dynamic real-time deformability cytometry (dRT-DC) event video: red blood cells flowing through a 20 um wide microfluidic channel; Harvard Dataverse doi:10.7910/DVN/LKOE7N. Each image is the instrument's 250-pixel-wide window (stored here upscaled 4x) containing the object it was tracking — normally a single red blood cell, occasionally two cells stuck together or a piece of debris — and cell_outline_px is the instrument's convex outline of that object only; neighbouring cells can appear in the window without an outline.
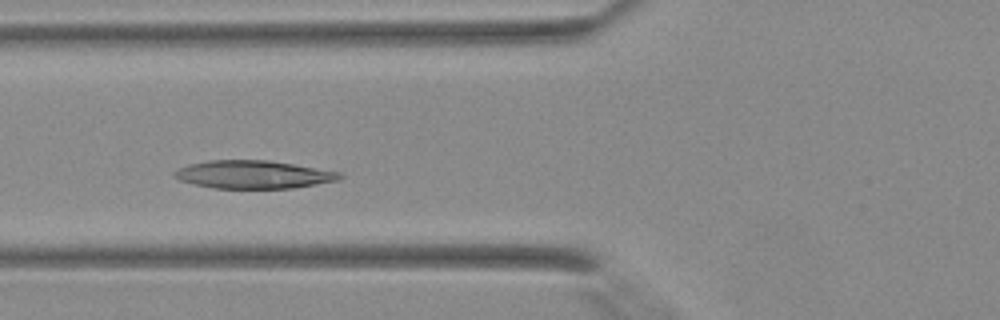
{"species": "Egyptian fruit bat (a non-hibernating species)", "species_latin": "Rousettus aegyptiacus", "temperature_condition": "warm", "stored_images_in_passage": 35, "camera_frame_rate_fps": 3000, "um_per_image_px": 0.085, "animal": {"sex": "female"}, "frame": {"image": 1, "passage_image": 9, "time_ms": 2.667, "image_size_px": [1000, 320], "cell_outline_px": [[344, 176], [340, 180], [292, 188], [212, 188], [192, 184], [180, 180], [172, 176], [172, 172], [188, 164], [208, 160], [268, 160], [340, 172]], "centroid_in_image_um": [21.5, 14.83], "position_along_channel_um": 104.3, "area_um2": 26.99}}
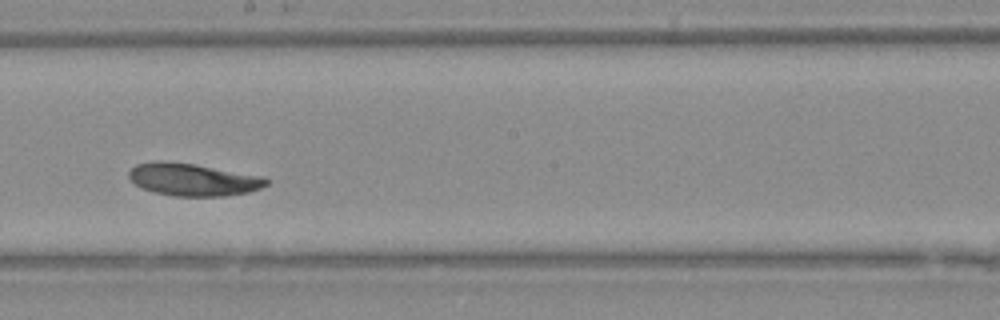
{"frame": {"image": 2, "passage_image": 17, "time_ms": 5.333, "image_size_px": [1000, 320], "cell_outline_px": [[268, 184], [260, 188], [248, 192], [224, 196], [172, 196], [152, 192], [136, 184], [128, 176], [128, 172], [136, 164], [196, 164], [260, 176], [268, 180]], "centroid_in_image_um": [16.46, 15.31], "position_along_channel_um": 231.7, "area_um2": 24.97}}
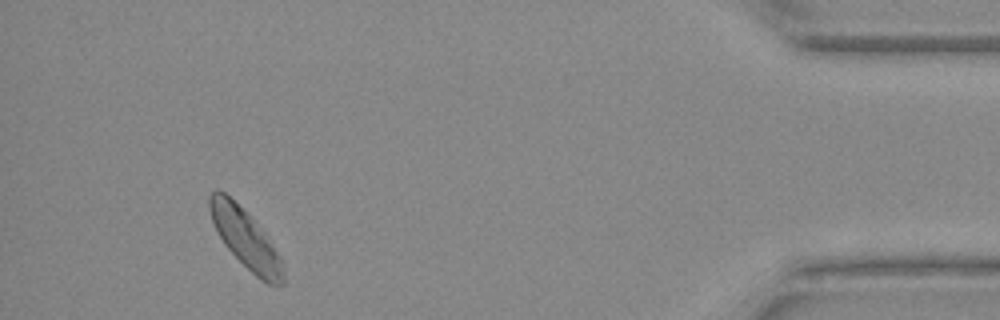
{"frame": {"image": 3, "passage_image": 32, "time_ms": 10.333, "image_size_px": [1000, 320], "cell_outline_px": [[284, 284], [268, 284], [260, 280], [224, 244], [216, 232], [208, 208], [208, 196], [216, 188], [224, 192], [264, 232], [280, 256], [284, 268]], "centroid_in_image_um": [20.85, 20.3], "position_along_channel_um": 414.4, "area_um2": 24.62}}